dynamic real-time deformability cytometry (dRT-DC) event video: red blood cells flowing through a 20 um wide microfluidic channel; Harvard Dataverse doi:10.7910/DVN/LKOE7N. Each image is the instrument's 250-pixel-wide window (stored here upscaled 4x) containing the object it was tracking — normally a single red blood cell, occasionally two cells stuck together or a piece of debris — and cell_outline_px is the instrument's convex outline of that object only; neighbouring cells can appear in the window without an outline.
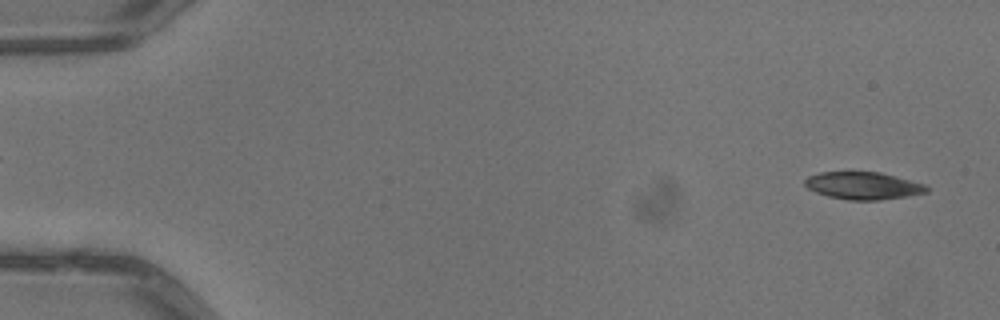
{"species": "common noctule bat (a hibernating species)", "species_latin": "Nyctalus noctula", "temperature_condition": "warm", "stored_images_in_passage": 6, "segment_of_instrument_passage": [2, 2], "camera_frame_rate_fps": 3000, "um_per_image_px": 0.085, "animal": {"sex": "male", "body_mass_g": 13.3}, "frame": {"image": 1, "passage_image": 6, "time_ms": 1.667, "image_size_px": [1000, 320], "cell_outline_px": [[928, 192], [880, 200], [848, 200], [828, 196], [816, 192], [808, 188], [804, 184], [804, 180], [808, 176], [820, 172], [880, 172], [924, 184], [928, 188]], "centroid_in_image_um": [73.33, 15.78], "position_along_channel_um": 11.7, "area_um2": 19.25}}